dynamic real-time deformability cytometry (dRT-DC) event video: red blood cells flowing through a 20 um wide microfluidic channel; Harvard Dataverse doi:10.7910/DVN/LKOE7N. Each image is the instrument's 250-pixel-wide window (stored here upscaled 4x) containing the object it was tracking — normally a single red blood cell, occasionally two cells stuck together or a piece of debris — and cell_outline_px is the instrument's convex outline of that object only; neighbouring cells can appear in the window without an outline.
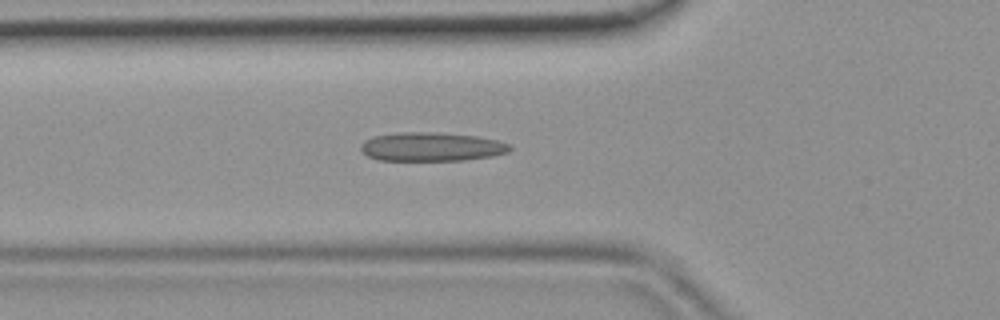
{"species": "common noctule bat (a hibernating species)", "species_latin": "Nyctalus noctula", "temperature_condition": "room temperature", "stored_images_in_passage": 36, "camera_frame_rate_fps": 3000, "um_per_image_px": 0.085, "animal": {"sex": "female", "body_mass_g": 19.9}, "frame": {"image": 1, "passage_image": 6, "time_ms": 1.667, "image_size_px": [1000, 320], "cell_outline_px": [[512, 148], [508, 152], [492, 156], [464, 160], [380, 160], [368, 156], [360, 148], [360, 144], [364, 140], [376, 136], [400, 132], [428, 132], [476, 136], [496, 140], [508, 144]], "centroid_in_image_um": [36.66, 12.48], "position_along_channel_um": 89.1, "area_um2": 24.74}}
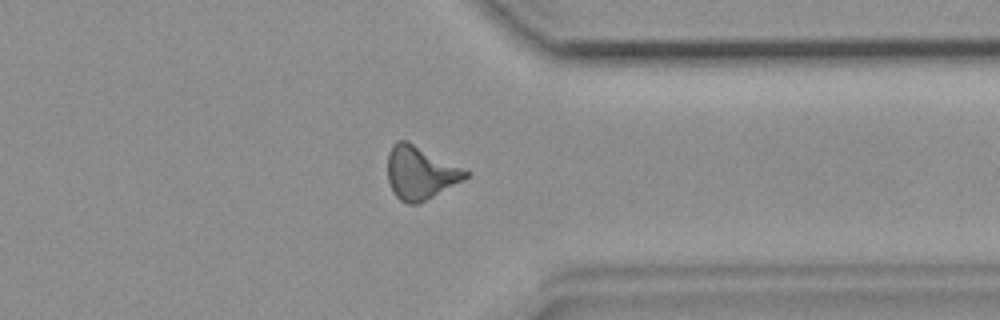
{"frame": {"image": 2, "passage_image": 26, "time_ms": 8.333, "image_size_px": [1000, 320], "cell_outline_px": [[472, 172], [464, 180], [416, 204], [408, 204], [400, 200], [396, 196], [388, 180], [388, 152], [392, 144], [396, 140], [408, 140]], "centroid_in_image_um": [35.73, 14.64], "position_along_channel_um": 375.7, "area_um2": 24.16}}
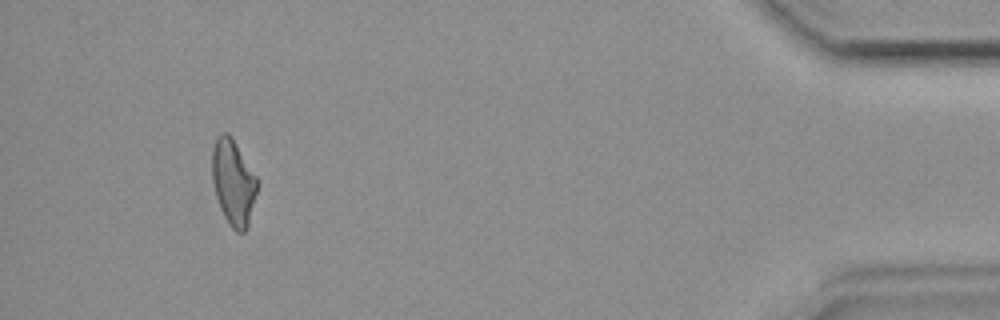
{"frame": {"image": 3, "passage_image": 33, "time_ms": 10.667, "image_size_px": [1000, 320], "cell_outline_px": [[256, 192], [248, 224], [244, 232], [236, 232], [228, 224], [220, 208], [216, 196], [212, 180], [212, 148], [216, 136], [220, 132], [228, 132], [232, 136], [256, 176]], "centroid_in_image_um": [19.79, 15.45], "position_along_channel_um": 415.4, "area_um2": 22.43}}